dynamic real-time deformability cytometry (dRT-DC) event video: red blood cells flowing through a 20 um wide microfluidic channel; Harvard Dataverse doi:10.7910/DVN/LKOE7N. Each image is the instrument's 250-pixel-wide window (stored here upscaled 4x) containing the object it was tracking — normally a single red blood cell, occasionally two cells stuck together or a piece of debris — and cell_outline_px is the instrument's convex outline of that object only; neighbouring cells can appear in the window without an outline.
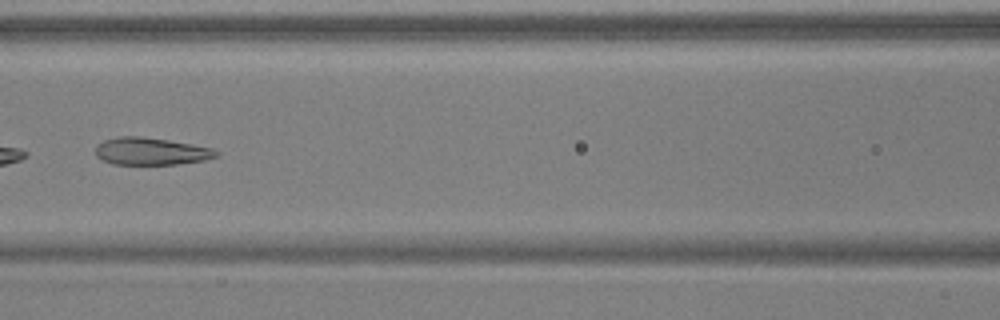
{"species": "common noctule bat (a hibernating species)", "species_latin": "Nyctalus noctula", "temperature_condition": "warm", "stored_images_in_passage": 7, "camera_frame_rate_fps": 3000, "um_per_image_px": 0.085, "animal": {"sex": "male", "body_mass_g": 17.9, "forearm_length_mm": 54.2}, "frame": {"image": 1, "passage_image": 7, "time_ms": 2.0, "image_size_px": [1000, 320], "cell_outline_px": [[220, 152], [216, 156], [204, 160], [176, 164], [112, 164], [96, 156], [96, 144], [104, 140], [120, 136], [140, 136], [168, 140], [192, 144], [212, 148]], "centroid_in_image_um": [12.82, 12.85], "position_along_channel_um": 153.8, "area_um2": 19.13}}